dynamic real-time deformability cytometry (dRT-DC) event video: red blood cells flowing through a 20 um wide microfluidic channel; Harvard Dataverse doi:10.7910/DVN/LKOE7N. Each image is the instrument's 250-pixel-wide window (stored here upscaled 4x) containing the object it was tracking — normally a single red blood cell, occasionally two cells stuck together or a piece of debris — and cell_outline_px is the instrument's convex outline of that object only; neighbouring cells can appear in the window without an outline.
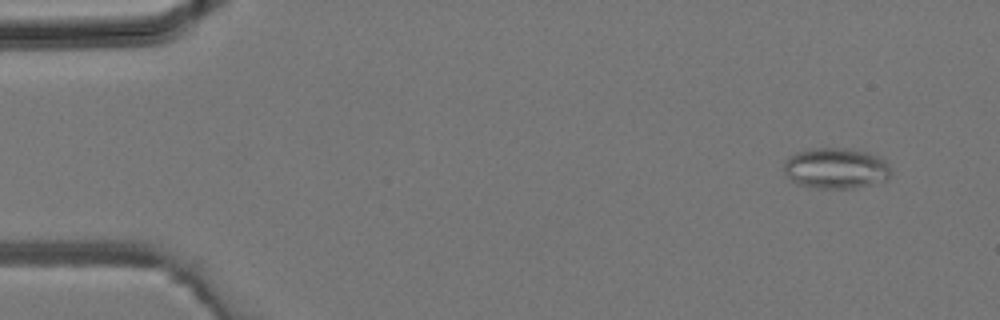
{"species": "common noctule bat (a hibernating species)", "species_latin": "Nyctalus noctula", "temperature_condition": "room temperature", "stored_images_in_passage": 4, "camera_frame_rate_fps": 3000, "um_per_image_px": 0.085, "animal": {"sex": "male", "body_mass_g": 19.2, "forearm_length_mm": 51.8}, "frame": {"image": 1, "passage_image": 1, "time_ms": 0.0, "image_size_px": [1000, 320], "cell_outline_px": [[892, 172], [888, 180], [852, 188], [808, 188], [792, 180], [784, 172], [784, 164], [788, 156], [796, 152], [808, 148], [844, 148], [868, 152], [884, 160], [888, 164]], "centroid_in_image_um": [71.04, 14.3], "position_along_channel_um": 14.0, "area_um2": 25.55}}